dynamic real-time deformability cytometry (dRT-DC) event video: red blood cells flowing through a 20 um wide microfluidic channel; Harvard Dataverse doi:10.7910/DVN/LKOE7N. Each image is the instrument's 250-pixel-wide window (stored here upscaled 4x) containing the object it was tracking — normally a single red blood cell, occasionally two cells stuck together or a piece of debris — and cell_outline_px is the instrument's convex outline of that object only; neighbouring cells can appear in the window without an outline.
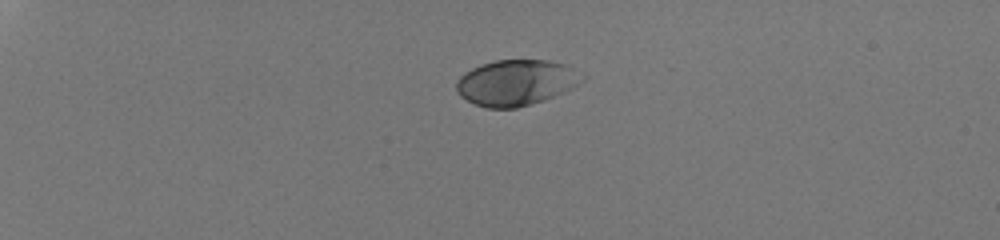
{"species": "human", "species_latin": "Homo sapiens", "temperature_condition": "room temperature", "stored_images_in_passage": 39, "camera_frame_rate_fps": 3000, "um_per_image_px": 0.085, "donor": {"sex": "male"}, "frame": {"image": 1, "passage_image": 1, "time_ms": 0.0, "image_size_px": [1000, 240], "cell_outline_px": [[588, 76], [580, 84], [564, 92], [544, 100], [516, 108], [488, 108], [476, 104], [460, 96], [456, 88], [456, 80], [464, 72], [480, 64], [496, 60], [552, 60], [564, 64]], "centroid_in_image_um": [43.9, 7.01], "position_along_channel_um": 41.1, "area_um2": 33.76}}
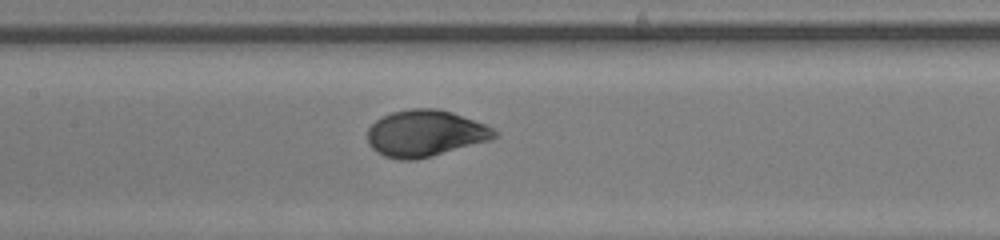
{"frame": {"image": 2, "passage_image": 17, "time_ms": 5.333, "image_size_px": [1000, 240], "cell_outline_px": [[500, 136], [492, 140], [432, 156], [416, 160], [400, 160], [384, 156], [376, 152], [368, 144], [368, 128], [376, 120], [392, 112], [412, 108], [436, 108], [452, 112], [484, 124], [500, 132]], "centroid_in_image_um": [36.17, 11.35], "position_along_channel_um": 171.2, "area_um2": 34.62}}
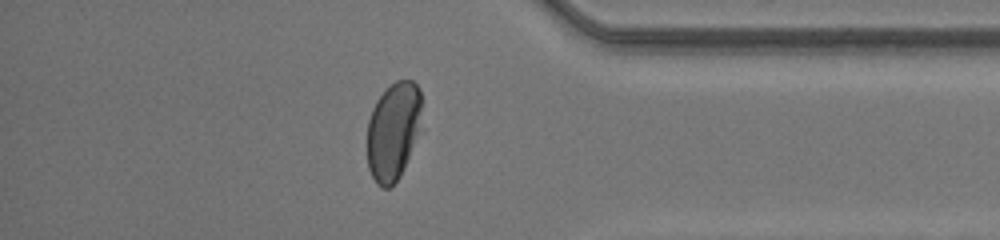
{"frame": {"image": 3, "passage_image": 34, "time_ms": 11.0, "image_size_px": [1000, 240], "cell_outline_px": [[420, 108], [416, 128], [408, 156], [400, 176], [388, 188], [380, 188], [376, 184], [368, 168], [368, 120], [372, 108], [376, 100], [396, 80], [412, 80], [420, 88]], "centroid_in_image_um": [33.36, 11.14], "position_along_channel_um": 401.8, "area_um2": 30.0}, "authors_computed_cell_mechanics": {"area_um2": 33.7552, "velocity_mm_per_s": 4.2161, "shape_relaxation_time_tau1_ms": 2.583, "shape_relaxation_time_tau2_ms": null, "deformation_change_tau1": 0.1632, "deformation_change_tau2": null}}